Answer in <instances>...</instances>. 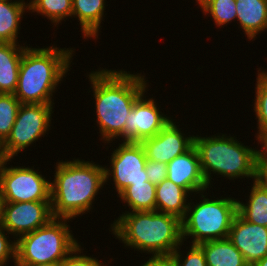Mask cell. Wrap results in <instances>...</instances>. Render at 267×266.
I'll return each instance as SVG.
<instances>
[{"label":"cell","mask_w":267,"mask_h":266,"mask_svg":"<svg viewBox=\"0 0 267 266\" xmlns=\"http://www.w3.org/2000/svg\"><path fill=\"white\" fill-rule=\"evenodd\" d=\"M99 133L105 142L123 138L126 117L135 101L146 91L147 82L139 73L99 69L89 75Z\"/></svg>","instance_id":"1"},{"label":"cell","mask_w":267,"mask_h":266,"mask_svg":"<svg viewBox=\"0 0 267 266\" xmlns=\"http://www.w3.org/2000/svg\"><path fill=\"white\" fill-rule=\"evenodd\" d=\"M126 212L111 224L112 233L125 247L169 257L184 243L179 217L158 211Z\"/></svg>","instance_id":"2"},{"label":"cell","mask_w":267,"mask_h":266,"mask_svg":"<svg viewBox=\"0 0 267 266\" xmlns=\"http://www.w3.org/2000/svg\"><path fill=\"white\" fill-rule=\"evenodd\" d=\"M55 166L50 182L53 217L74 219L89 212L105 184L104 166L81 159L59 161Z\"/></svg>","instance_id":"3"},{"label":"cell","mask_w":267,"mask_h":266,"mask_svg":"<svg viewBox=\"0 0 267 266\" xmlns=\"http://www.w3.org/2000/svg\"><path fill=\"white\" fill-rule=\"evenodd\" d=\"M74 49L27 47L23 51L15 97L21 104H54L53 92L69 71ZM71 60V61H70Z\"/></svg>","instance_id":"4"},{"label":"cell","mask_w":267,"mask_h":266,"mask_svg":"<svg viewBox=\"0 0 267 266\" xmlns=\"http://www.w3.org/2000/svg\"><path fill=\"white\" fill-rule=\"evenodd\" d=\"M201 171L206 183L211 185V173L227 179L253 178L255 181L256 149L245 146L232 136H194ZM242 176V177H241Z\"/></svg>","instance_id":"5"},{"label":"cell","mask_w":267,"mask_h":266,"mask_svg":"<svg viewBox=\"0 0 267 266\" xmlns=\"http://www.w3.org/2000/svg\"><path fill=\"white\" fill-rule=\"evenodd\" d=\"M69 218H52L47 224L16 240V263L29 266L60 263L79 243L69 231Z\"/></svg>","instance_id":"6"},{"label":"cell","mask_w":267,"mask_h":266,"mask_svg":"<svg viewBox=\"0 0 267 266\" xmlns=\"http://www.w3.org/2000/svg\"><path fill=\"white\" fill-rule=\"evenodd\" d=\"M201 197L203 200L196 205L189 203L182 219L183 242L186 236H191V243L195 245L228 238L232 221L237 214V200L231 197L212 200L205 198L203 193Z\"/></svg>","instance_id":"7"},{"label":"cell","mask_w":267,"mask_h":266,"mask_svg":"<svg viewBox=\"0 0 267 266\" xmlns=\"http://www.w3.org/2000/svg\"><path fill=\"white\" fill-rule=\"evenodd\" d=\"M53 104H21L10 135L4 141L8 159L28 148L50 129Z\"/></svg>","instance_id":"8"},{"label":"cell","mask_w":267,"mask_h":266,"mask_svg":"<svg viewBox=\"0 0 267 266\" xmlns=\"http://www.w3.org/2000/svg\"><path fill=\"white\" fill-rule=\"evenodd\" d=\"M0 164V191L4 202L51 201L50 182L30 167Z\"/></svg>","instance_id":"9"},{"label":"cell","mask_w":267,"mask_h":266,"mask_svg":"<svg viewBox=\"0 0 267 266\" xmlns=\"http://www.w3.org/2000/svg\"><path fill=\"white\" fill-rule=\"evenodd\" d=\"M111 154V168L104 167L105 183L112 176L117 195L132 183L149 181L145 170L146 152L141 143L122 142Z\"/></svg>","instance_id":"10"},{"label":"cell","mask_w":267,"mask_h":266,"mask_svg":"<svg viewBox=\"0 0 267 266\" xmlns=\"http://www.w3.org/2000/svg\"><path fill=\"white\" fill-rule=\"evenodd\" d=\"M53 217L51 201L4 202L1 226L7 234L20 236L47 224Z\"/></svg>","instance_id":"11"},{"label":"cell","mask_w":267,"mask_h":266,"mask_svg":"<svg viewBox=\"0 0 267 266\" xmlns=\"http://www.w3.org/2000/svg\"><path fill=\"white\" fill-rule=\"evenodd\" d=\"M143 93L126 117L123 142L141 143L159 133L172 119L159 111L155 99H144Z\"/></svg>","instance_id":"12"},{"label":"cell","mask_w":267,"mask_h":266,"mask_svg":"<svg viewBox=\"0 0 267 266\" xmlns=\"http://www.w3.org/2000/svg\"><path fill=\"white\" fill-rule=\"evenodd\" d=\"M172 119L159 133L141 142L147 160L168 164L194 146V136H184Z\"/></svg>","instance_id":"13"},{"label":"cell","mask_w":267,"mask_h":266,"mask_svg":"<svg viewBox=\"0 0 267 266\" xmlns=\"http://www.w3.org/2000/svg\"><path fill=\"white\" fill-rule=\"evenodd\" d=\"M228 239L249 266L267 256V227L248 222L238 213L232 221Z\"/></svg>","instance_id":"14"},{"label":"cell","mask_w":267,"mask_h":266,"mask_svg":"<svg viewBox=\"0 0 267 266\" xmlns=\"http://www.w3.org/2000/svg\"><path fill=\"white\" fill-rule=\"evenodd\" d=\"M167 179L183 187L190 194L193 192L201 194L209 188L203 177L199 155L194 146L167 164Z\"/></svg>","instance_id":"15"},{"label":"cell","mask_w":267,"mask_h":266,"mask_svg":"<svg viewBox=\"0 0 267 266\" xmlns=\"http://www.w3.org/2000/svg\"><path fill=\"white\" fill-rule=\"evenodd\" d=\"M236 19L249 40L267 29V0H236Z\"/></svg>","instance_id":"16"},{"label":"cell","mask_w":267,"mask_h":266,"mask_svg":"<svg viewBox=\"0 0 267 266\" xmlns=\"http://www.w3.org/2000/svg\"><path fill=\"white\" fill-rule=\"evenodd\" d=\"M28 46L0 43V93L14 94L23 51Z\"/></svg>","instance_id":"17"},{"label":"cell","mask_w":267,"mask_h":266,"mask_svg":"<svg viewBox=\"0 0 267 266\" xmlns=\"http://www.w3.org/2000/svg\"><path fill=\"white\" fill-rule=\"evenodd\" d=\"M188 194L183 187L166 178L156 185V211L172 214L182 220L189 205L186 202Z\"/></svg>","instance_id":"18"},{"label":"cell","mask_w":267,"mask_h":266,"mask_svg":"<svg viewBox=\"0 0 267 266\" xmlns=\"http://www.w3.org/2000/svg\"><path fill=\"white\" fill-rule=\"evenodd\" d=\"M104 10V0H72V16L80 21L84 39L98 37Z\"/></svg>","instance_id":"19"},{"label":"cell","mask_w":267,"mask_h":266,"mask_svg":"<svg viewBox=\"0 0 267 266\" xmlns=\"http://www.w3.org/2000/svg\"><path fill=\"white\" fill-rule=\"evenodd\" d=\"M207 266H249L242 253L228 239H217L199 244Z\"/></svg>","instance_id":"20"},{"label":"cell","mask_w":267,"mask_h":266,"mask_svg":"<svg viewBox=\"0 0 267 266\" xmlns=\"http://www.w3.org/2000/svg\"><path fill=\"white\" fill-rule=\"evenodd\" d=\"M28 7L29 4L24 0L10 2L0 0V43L19 44L17 42L19 24Z\"/></svg>","instance_id":"21"},{"label":"cell","mask_w":267,"mask_h":266,"mask_svg":"<svg viewBox=\"0 0 267 266\" xmlns=\"http://www.w3.org/2000/svg\"><path fill=\"white\" fill-rule=\"evenodd\" d=\"M156 185L150 181L132 183L118 196L132 212L156 211Z\"/></svg>","instance_id":"22"},{"label":"cell","mask_w":267,"mask_h":266,"mask_svg":"<svg viewBox=\"0 0 267 266\" xmlns=\"http://www.w3.org/2000/svg\"><path fill=\"white\" fill-rule=\"evenodd\" d=\"M249 201H237V213L246 221L267 227V191L255 181L250 190Z\"/></svg>","instance_id":"23"},{"label":"cell","mask_w":267,"mask_h":266,"mask_svg":"<svg viewBox=\"0 0 267 266\" xmlns=\"http://www.w3.org/2000/svg\"><path fill=\"white\" fill-rule=\"evenodd\" d=\"M28 4V11L47 17L54 26L72 17V0H31Z\"/></svg>","instance_id":"24"},{"label":"cell","mask_w":267,"mask_h":266,"mask_svg":"<svg viewBox=\"0 0 267 266\" xmlns=\"http://www.w3.org/2000/svg\"><path fill=\"white\" fill-rule=\"evenodd\" d=\"M203 14H210L219 27L236 19V0H206L200 6Z\"/></svg>","instance_id":"25"},{"label":"cell","mask_w":267,"mask_h":266,"mask_svg":"<svg viewBox=\"0 0 267 266\" xmlns=\"http://www.w3.org/2000/svg\"><path fill=\"white\" fill-rule=\"evenodd\" d=\"M20 105L14 94L0 93V138L3 141L11 133Z\"/></svg>","instance_id":"26"},{"label":"cell","mask_w":267,"mask_h":266,"mask_svg":"<svg viewBox=\"0 0 267 266\" xmlns=\"http://www.w3.org/2000/svg\"><path fill=\"white\" fill-rule=\"evenodd\" d=\"M256 80L254 112L258 119L257 132H262L267 130V71L259 69Z\"/></svg>","instance_id":"27"},{"label":"cell","mask_w":267,"mask_h":266,"mask_svg":"<svg viewBox=\"0 0 267 266\" xmlns=\"http://www.w3.org/2000/svg\"><path fill=\"white\" fill-rule=\"evenodd\" d=\"M181 246L182 244L169 256L174 266H207L205 254L199 245L192 244L185 258L181 256Z\"/></svg>","instance_id":"28"},{"label":"cell","mask_w":267,"mask_h":266,"mask_svg":"<svg viewBox=\"0 0 267 266\" xmlns=\"http://www.w3.org/2000/svg\"><path fill=\"white\" fill-rule=\"evenodd\" d=\"M81 250V245L78 244V246H76L66 258L59 263V266H106L94 257L81 255Z\"/></svg>","instance_id":"29"},{"label":"cell","mask_w":267,"mask_h":266,"mask_svg":"<svg viewBox=\"0 0 267 266\" xmlns=\"http://www.w3.org/2000/svg\"><path fill=\"white\" fill-rule=\"evenodd\" d=\"M5 232L7 231L0 224V266H7L11 258L16 263V240L11 241Z\"/></svg>","instance_id":"30"},{"label":"cell","mask_w":267,"mask_h":266,"mask_svg":"<svg viewBox=\"0 0 267 266\" xmlns=\"http://www.w3.org/2000/svg\"><path fill=\"white\" fill-rule=\"evenodd\" d=\"M145 170L149 181L157 185L167 178V164L152 160H147Z\"/></svg>","instance_id":"31"},{"label":"cell","mask_w":267,"mask_h":266,"mask_svg":"<svg viewBox=\"0 0 267 266\" xmlns=\"http://www.w3.org/2000/svg\"><path fill=\"white\" fill-rule=\"evenodd\" d=\"M256 140L262 144V150L256 149V165H266L267 166V130L262 132H257Z\"/></svg>","instance_id":"32"},{"label":"cell","mask_w":267,"mask_h":266,"mask_svg":"<svg viewBox=\"0 0 267 266\" xmlns=\"http://www.w3.org/2000/svg\"><path fill=\"white\" fill-rule=\"evenodd\" d=\"M255 182L267 191V166L256 165Z\"/></svg>","instance_id":"33"},{"label":"cell","mask_w":267,"mask_h":266,"mask_svg":"<svg viewBox=\"0 0 267 266\" xmlns=\"http://www.w3.org/2000/svg\"><path fill=\"white\" fill-rule=\"evenodd\" d=\"M141 266H174L169 257H152Z\"/></svg>","instance_id":"34"},{"label":"cell","mask_w":267,"mask_h":266,"mask_svg":"<svg viewBox=\"0 0 267 266\" xmlns=\"http://www.w3.org/2000/svg\"><path fill=\"white\" fill-rule=\"evenodd\" d=\"M5 160H9L5 150H4V141L0 138V164Z\"/></svg>","instance_id":"35"},{"label":"cell","mask_w":267,"mask_h":266,"mask_svg":"<svg viewBox=\"0 0 267 266\" xmlns=\"http://www.w3.org/2000/svg\"><path fill=\"white\" fill-rule=\"evenodd\" d=\"M3 206H4V198L0 191V224H1L2 216H3Z\"/></svg>","instance_id":"36"},{"label":"cell","mask_w":267,"mask_h":266,"mask_svg":"<svg viewBox=\"0 0 267 266\" xmlns=\"http://www.w3.org/2000/svg\"><path fill=\"white\" fill-rule=\"evenodd\" d=\"M253 266H267V256H265L263 259L259 260Z\"/></svg>","instance_id":"37"},{"label":"cell","mask_w":267,"mask_h":266,"mask_svg":"<svg viewBox=\"0 0 267 266\" xmlns=\"http://www.w3.org/2000/svg\"><path fill=\"white\" fill-rule=\"evenodd\" d=\"M29 266H59V263H41V264L29 265Z\"/></svg>","instance_id":"38"},{"label":"cell","mask_w":267,"mask_h":266,"mask_svg":"<svg viewBox=\"0 0 267 266\" xmlns=\"http://www.w3.org/2000/svg\"><path fill=\"white\" fill-rule=\"evenodd\" d=\"M199 6H202L206 0H196Z\"/></svg>","instance_id":"39"}]
</instances>
